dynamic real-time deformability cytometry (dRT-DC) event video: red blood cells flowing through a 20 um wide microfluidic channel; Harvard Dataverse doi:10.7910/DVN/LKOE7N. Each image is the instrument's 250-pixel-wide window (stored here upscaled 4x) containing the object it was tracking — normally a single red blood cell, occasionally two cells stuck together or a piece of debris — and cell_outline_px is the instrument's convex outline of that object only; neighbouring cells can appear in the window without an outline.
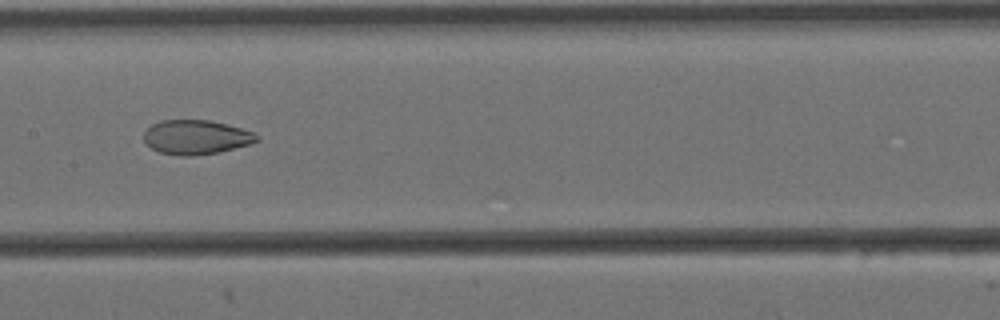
{"species": "Egyptian fruit bat (a non-hibernating species)", "species_latin": "Rousettus aegyptiacus", "temperature_condition": "cold", "stored_images_in_passage": 9, "camera_frame_rate_fps": 3000, "um_per_image_px": 0.085, "animal": {"sex": "female"}, "frame": {"image": 1, "passage_image": 9, "time_ms": 2.667, "image_size_px": [1000, 320], "cell_outline_px": [[260, 140], [252, 144], [220, 152], [188, 156], [180, 156], [160, 152], [152, 148], [144, 140], [144, 132], [152, 124], [160, 120], [208, 120], [240, 128], [252, 132], [260, 136]], "centroid_in_image_um": [16.69, 11.66], "position_along_channel_um": 190.7, "area_um2": 22.54}}